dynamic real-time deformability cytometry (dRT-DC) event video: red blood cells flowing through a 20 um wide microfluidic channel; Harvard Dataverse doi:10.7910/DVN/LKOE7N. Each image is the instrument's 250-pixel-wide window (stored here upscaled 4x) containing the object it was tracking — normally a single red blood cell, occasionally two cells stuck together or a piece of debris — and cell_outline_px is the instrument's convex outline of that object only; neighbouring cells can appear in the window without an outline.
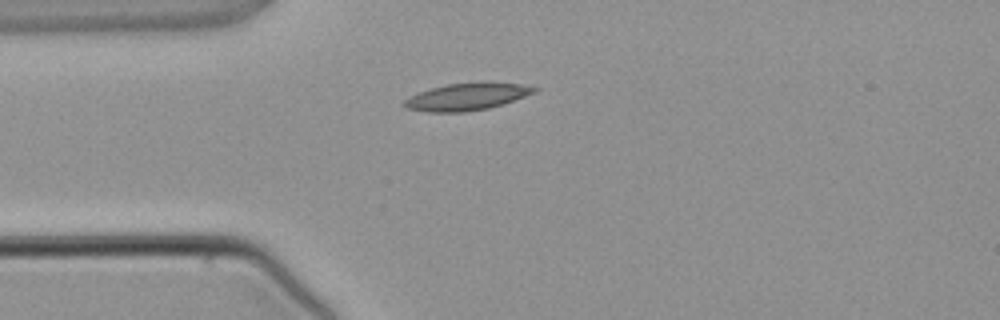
{"species": "common noctule bat (a hibernating species)", "species_latin": "Nyctalus noctula", "temperature_condition": "warm", "stored_images_in_passage": 1, "camera_frame_rate_fps": 3000, "um_per_image_px": 0.085, "animal": {"sex": "male", "body_mass_g": 21.5, "forearm_length_mm": 52.0}, "frame": {"image": 1, "passage_image": 1, "time_ms": 0.0, "image_size_px": [1000, 320], "cell_outline_px": [[540, 88], [536, 92], [488, 108], [464, 112], [428, 112], [408, 108], [400, 104], [408, 96], [432, 88], [448, 84], [520, 84]], "centroid_in_image_um": [39.6, 8.25], "position_along_channel_um": 45.4, "area_um2": 19.71}}